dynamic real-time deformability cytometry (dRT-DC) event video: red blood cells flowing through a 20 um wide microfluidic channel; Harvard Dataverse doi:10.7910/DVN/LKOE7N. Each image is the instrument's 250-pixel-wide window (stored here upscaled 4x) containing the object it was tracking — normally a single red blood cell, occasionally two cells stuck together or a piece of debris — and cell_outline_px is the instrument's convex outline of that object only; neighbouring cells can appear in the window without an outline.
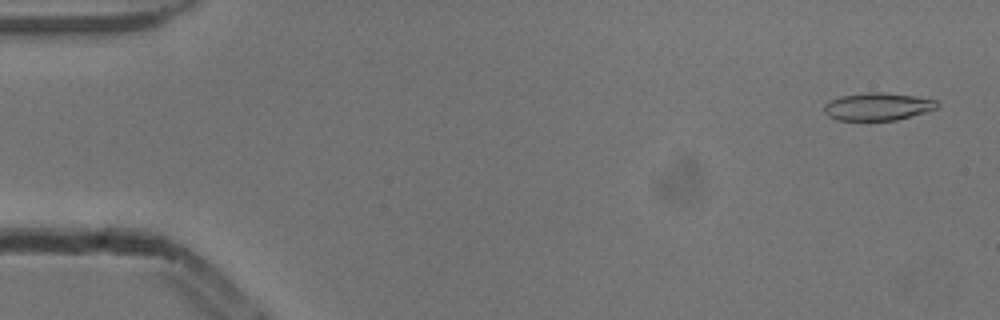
{"species": "common noctule bat (a hibernating species)", "species_latin": "Nyctalus noctula", "temperature_condition": "cold", "stored_images_in_passage": 4, "camera_frame_rate_fps": 3000, "um_per_image_px": 0.085, "animal": {"sex": "male", "body_mass_g": 13.3}, "frame": {"image": 1, "passage_image": 2, "time_ms": 0.333, "image_size_px": [1000, 320], "cell_outline_px": [[940, 104], [936, 108], [924, 112], [896, 120], [836, 120], [828, 116], [824, 112], [824, 104], [840, 96], [868, 92], [884, 92], [916, 96], [936, 100]], "centroid_in_image_um": [74.59, 9.05], "position_along_channel_um": 10.4, "area_um2": 18.15}}